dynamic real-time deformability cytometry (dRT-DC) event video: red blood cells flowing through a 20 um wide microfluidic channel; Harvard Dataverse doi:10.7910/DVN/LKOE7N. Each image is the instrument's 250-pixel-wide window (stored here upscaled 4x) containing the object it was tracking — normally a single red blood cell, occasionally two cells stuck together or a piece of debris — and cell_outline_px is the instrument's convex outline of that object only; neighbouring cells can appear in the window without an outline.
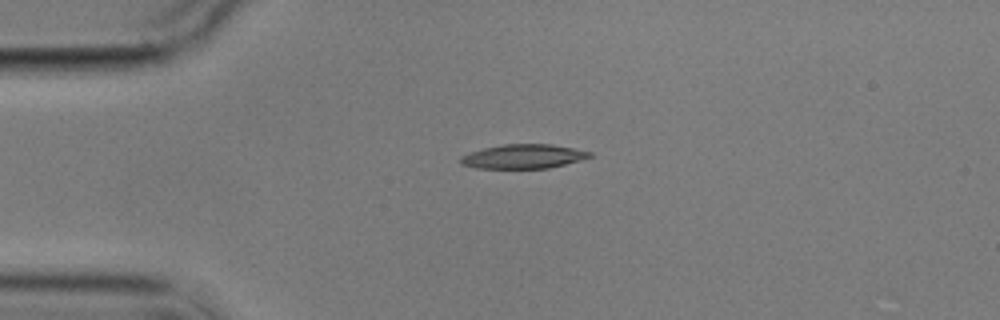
{"species": "common noctule bat (a hibernating species)", "species_latin": "Nyctalus noctula", "temperature_condition": "cold", "stored_images_in_passage": 3, "camera_frame_rate_fps": 3000, "um_per_image_px": 0.085, "animal": {"sex": "male", "body_mass_g": 17.9}, "frame": {"image": 1, "passage_image": 1, "time_ms": 0.0, "image_size_px": [1000, 320], "cell_outline_px": [[592, 156], [580, 160], [548, 168], [476, 168], [460, 164], [460, 156], [484, 148], [504, 144], [552, 144], [592, 152]], "centroid_in_image_um": [44.47, 13.29], "position_along_channel_um": 40.5, "area_um2": 18.03}}
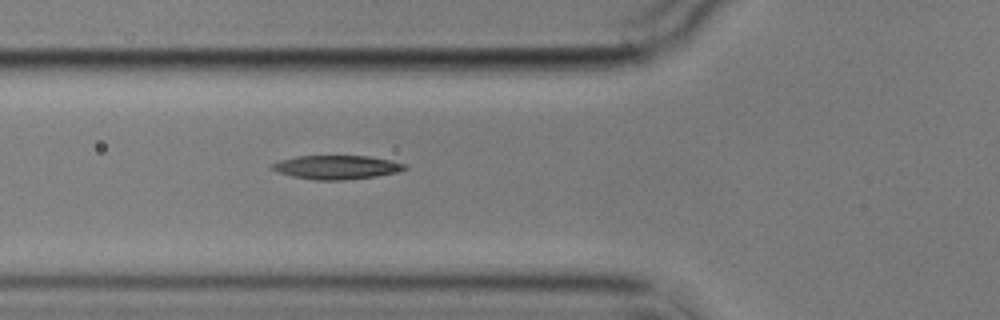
{"frame": {"image": 2, "passage_image": 3, "time_ms": 2.333, "image_size_px": [1000, 320], "cell_outline_px": [[408, 168], [396, 172], [376, 176], [344, 180], [312, 180], [292, 176], [280, 172], [272, 168], [268, 164], [280, 160], [296, 156], [368, 156], [392, 160], [408, 164]], "centroid_in_image_um": [28.63, 14.21], "position_along_channel_um": 97.2, "area_um2": 18.5}}